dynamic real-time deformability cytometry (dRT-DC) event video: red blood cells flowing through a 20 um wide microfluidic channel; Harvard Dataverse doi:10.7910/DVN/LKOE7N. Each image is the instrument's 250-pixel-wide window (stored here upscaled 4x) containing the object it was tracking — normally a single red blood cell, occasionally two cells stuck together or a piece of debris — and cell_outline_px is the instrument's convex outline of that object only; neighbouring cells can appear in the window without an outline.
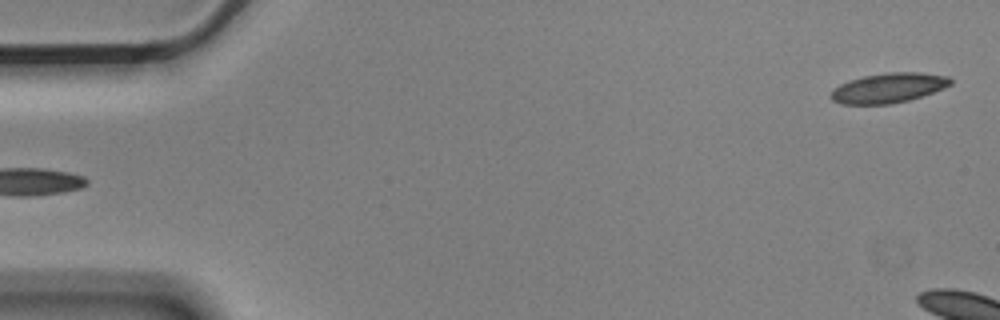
{"species": "Egyptian fruit bat (a non-hibernating species)", "species_latin": "Rousettus aegyptiacus", "temperature_condition": "cold", "stored_images_in_passage": 5, "segment_of_instrument_passage": [2, 2], "camera_frame_rate_fps": 3000, "um_per_image_px": 0.085, "animal": {"sex": "male"}, "frame": {"image": 1, "passage_image": 5, "time_ms": 1.333, "image_size_px": [1000, 320], "cell_outline_px": [[952, 84], [944, 88], [908, 100], [888, 104], [840, 104], [832, 100], [832, 88], [848, 80], [864, 76], [888, 72], [920, 72], [948, 76], [952, 80]], "centroid_in_image_um": [75.51, 7.46], "position_along_channel_um": 9.5, "area_um2": 20.69}}